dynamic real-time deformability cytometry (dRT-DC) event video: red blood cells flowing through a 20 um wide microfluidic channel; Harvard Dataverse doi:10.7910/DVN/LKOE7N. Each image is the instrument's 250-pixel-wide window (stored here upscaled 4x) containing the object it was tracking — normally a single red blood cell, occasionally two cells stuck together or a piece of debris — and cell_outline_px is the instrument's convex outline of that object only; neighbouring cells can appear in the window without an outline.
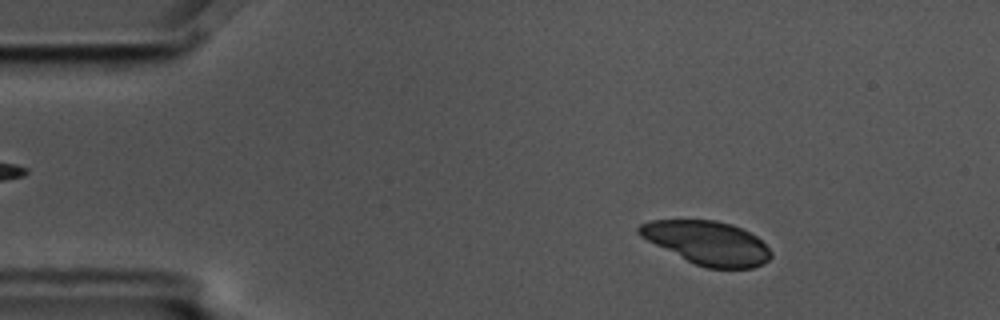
{"species": "common noctule bat (a hibernating species)", "species_latin": "Nyctalus noctula", "temperature_condition": "cold", "stored_images_in_passage": 3, "camera_frame_rate_fps": 3000, "um_per_image_px": 0.085, "animal": {"sex": "male", "body_mass_g": 17.5, "forearm_length_mm": 52.3}, "frame": {"image": 1, "passage_image": 1, "time_ms": 0.0, "image_size_px": [1000, 320], "cell_outline_px": [[772, 256], [764, 264], [752, 268], [708, 268], [696, 264], [640, 236], [636, 232], [636, 228], [640, 224], [648, 220], [716, 220], [732, 224], [756, 236], [772, 252]], "centroid_in_image_um": [60.13, 20.63], "position_along_channel_um": 24.9, "area_um2": 33.06}}